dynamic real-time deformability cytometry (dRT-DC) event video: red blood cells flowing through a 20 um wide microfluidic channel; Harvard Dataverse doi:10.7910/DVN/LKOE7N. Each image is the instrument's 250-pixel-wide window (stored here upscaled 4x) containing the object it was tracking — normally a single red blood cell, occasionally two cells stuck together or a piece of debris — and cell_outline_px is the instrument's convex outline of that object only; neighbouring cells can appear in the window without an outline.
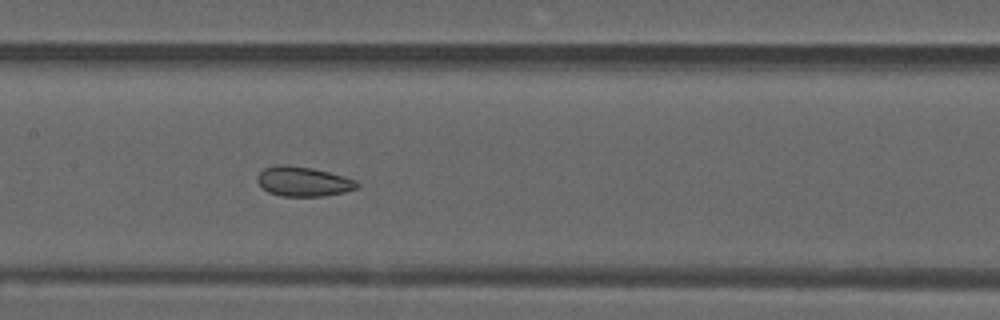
{"species": "common noctule bat (a hibernating species)", "species_latin": "Nyctalus noctula", "temperature_condition": "warm", "stored_images_in_passage": 33, "camera_frame_rate_fps": 3000, "um_per_image_px": 0.085, "animal": {"sex": "male", "forearm_length_mm": 52.5}, "frame": {"image": 1, "passage_image": 10, "time_ms": 3.0, "image_size_px": [1000, 320], "cell_outline_px": [[360, 184], [356, 188], [344, 192], [324, 196], [280, 196], [268, 192], [256, 180], [256, 176], [264, 168], [280, 164], [284, 164], [312, 168], [344, 176], [356, 180]], "centroid_in_image_um": [25.77, 15.42], "position_along_channel_um": 181.6, "area_um2": 17.22}}
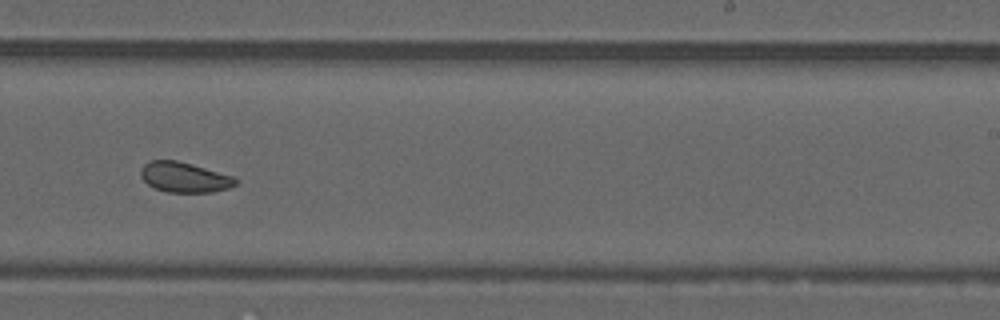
{"frame": {"image": 2, "passage_image": 17, "time_ms": 5.333, "image_size_px": [1000, 320], "cell_outline_px": [[240, 180], [236, 184], [228, 188], [212, 192], [168, 192], [156, 188], [148, 184], [140, 176], [140, 168], [148, 160], [176, 160], [192, 164], [232, 176]], "centroid_in_image_um": [15.66, 15.06], "position_along_channel_um": 273.3, "area_um2": 16.65}}
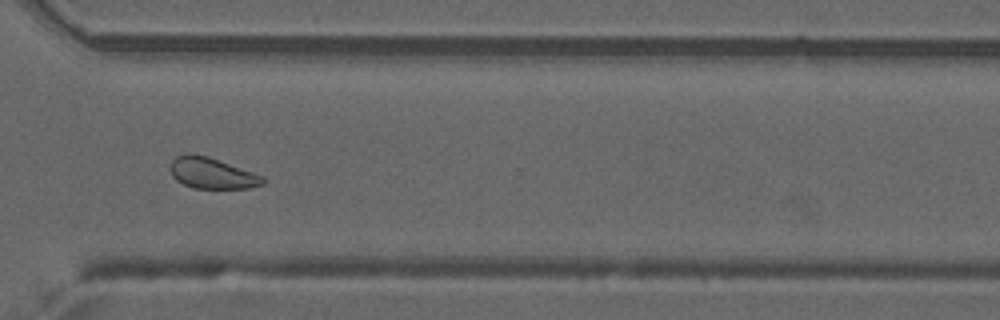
{"frame": {"image": 3, "passage_image": 23, "time_ms": 7.333, "image_size_px": [1000, 320], "cell_outline_px": [[268, 180], [264, 184], [248, 188], [192, 188], [176, 180], [172, 176], [168, 168], [172, 160], [176, 156], [208, 156], [264, 176]], "centroid_in_image_um": [18.05, 14.75], "position_along_channel_um": 352.5, "area_um2": 16.53}, "authors_computed_cell_mechanics": {"area_um2": 16.8776, "velocity_mm_per_s": 3.9413, "shape_relaxation_time_tau1_ms": null, "shape_relaxation_time_tau2_ms": 1.8997, "deformation_change_tau1": null, "deformation_change_tau2": 0.0706}}